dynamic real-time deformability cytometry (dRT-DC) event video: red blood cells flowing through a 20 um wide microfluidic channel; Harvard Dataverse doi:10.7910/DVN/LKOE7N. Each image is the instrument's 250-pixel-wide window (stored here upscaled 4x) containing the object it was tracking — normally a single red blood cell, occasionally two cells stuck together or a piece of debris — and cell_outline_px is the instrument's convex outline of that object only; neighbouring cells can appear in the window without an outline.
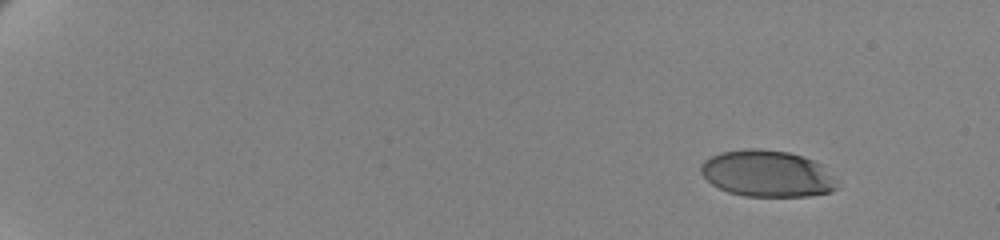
{"species": "human", "species_latin": "Homo sapiens", "temperature_condition": "cold", "stored_images_in_passage": 56, "camera_frame_rate_fps": 3000, "um_per_image_px": 0.085, "donor": {"sex": "female"}, "frame": {"image": 1, "passage_image": 1, "time_ms": 0.0, "image_size_px": [1000, 240], "cell_outline_px": [[836, 188], [828, 192], [808, 196], [744, 196], [728, 192], [712, 184], [700, 172], [700, 164], [704, 160], [720, 152], [748, 148], [760, 148], [788, 152], [812, 160], [820, 164], [836, 180]], "centroid_in_image_um": [65.16, 14.75], "position_along_channel_um": 19.8, "area_um2": 36.7}}
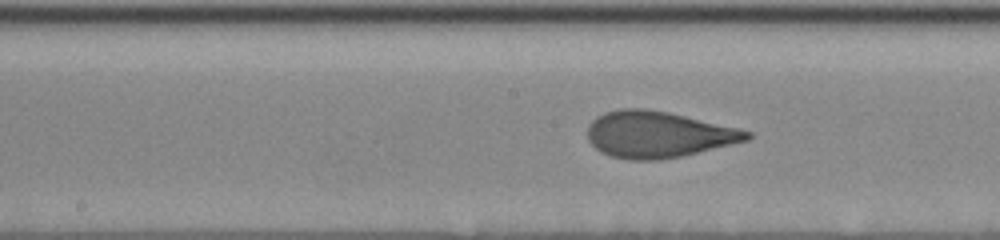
{"frame": {"image": 2, "passage_image": 30, "time_ms": 9.667, "image_size_px": [1000, 240], "cell_outline_px": [[752, 136], [748, 140], [680, 156], [660, 160], [628, 160], [612, 156], [600, 152], [588, 140], [588, 124], [596, 116], [604, 112], [620, 108], [648, 108], [668, 112], [740, 128], [752, 132]], "centroid_in_image_um": [55.91, 11.42], "position_along_channel_um": 192.3, "area_um2": 43.12}}
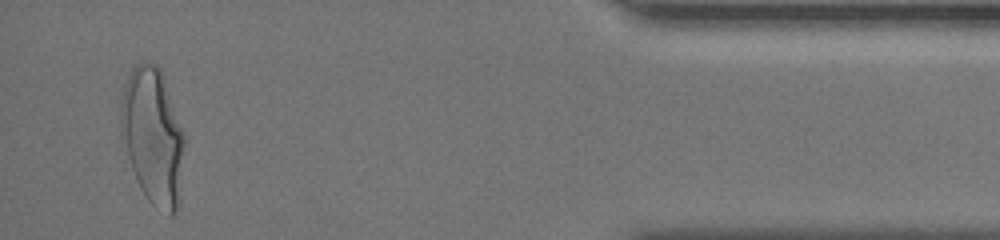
{"frame": {"image": 3, "passage_image": 54, "time_ms": 17.667, "image_size_px": [1000, 240], "cell_outline_px": [[184, 144], [180, 200], [176, 212], [172, 216], [168, 216], [152, 204], [148, 200], [140, 188], [132, 168], [120, 136], [120, 100], [128, 76], [132, 68], [136, 64], [144, 60], [156, 64], [160, 68], [184, 132]], "centroid_in_image_um": [12.99, 11.58], "position_along_channel_um": 422.2, "area_um2": 50.86}, "authors_computed_cell_mechanics": {"area_um2": 41.8183, "velocity_mm_per_s": 3.4516, "shape_relaxation_time_tau1_ms": 4.6822, "shape_relaxation_time_tau2_ms": null, "deformation_change_tau1": 0.1953, "deformation_change_tau2": null}}